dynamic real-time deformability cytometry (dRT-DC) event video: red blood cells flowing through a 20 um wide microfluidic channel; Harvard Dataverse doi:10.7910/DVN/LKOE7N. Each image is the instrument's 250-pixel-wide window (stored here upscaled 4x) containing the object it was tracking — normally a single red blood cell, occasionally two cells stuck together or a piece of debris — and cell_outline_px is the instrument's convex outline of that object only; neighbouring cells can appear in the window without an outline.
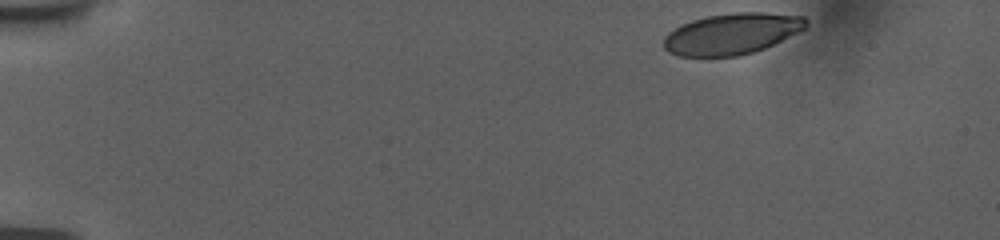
{"species": "human", "species_latin": "Homo sapiens", "temperature_condition": "room temperature", "stored_images_in_passage": 45, "camera_frame_rate_fps": 3000, "um_per_image_px": 0.085, "donor": {"sex": "female"}, "frame": {"image": 1, "passage_image": 1, "time_ms": 0.0, "image_size_px": [1000, 240], "cell_outline_px": [[808, 24], [804, 28], [764, 48], [740, 56], [676, 56], [668, 52], [664, 48], [664, 36], [668, 32], [692, 20], [708, 16], [732, 12], [764, 12], [804, 16], [808, 20]], "centroid_in_image_um": [62.18, 2.86], "position_along_channel_um": 22.8, "area_um2": 33.87}}
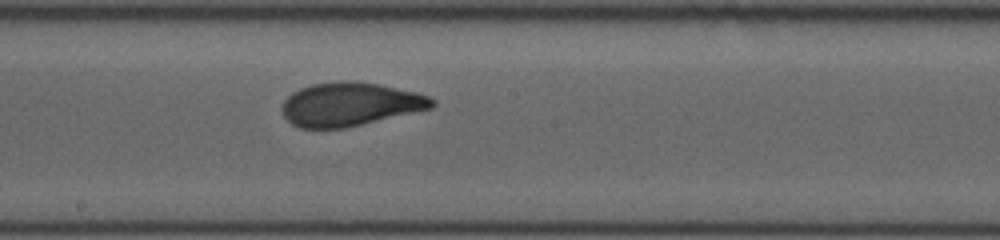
{"frame": {"image": 2, "passage_image": 26, "time_ms": 8.333, "image_size_px": [1000, 240], "cell_outline_px": [[436, 104], [432, 108], [344, 128], [300, 128], [292, 124], [284, 116], [284, 100], [292, 92], [300, 88], [312, 84], [340, 80], [356, 80], [380, 84], [416, 92], [428, 96], [436, 100]], "centroid_in_image_um": [29.77, 8.84], "position_along_channel_um": 218.4, "area_um2": 38.03}}
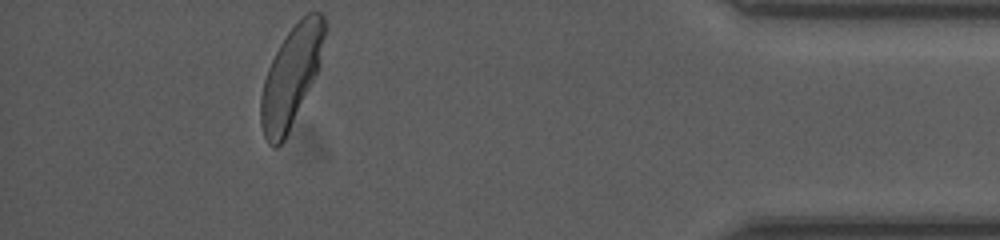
{"frame": {"image": 3, "passage_image": 45, "time_ms": 14.667, "image_size_px": [1000, 240], "cell_outline_px": [[328, 28], [320, 64], [288, 132], [284, 140], [276, 148], [272, 148], [268, 144], [264, 136], [260, 124], [260, 96], [264, 80], [268, 68], [280, 44], [288, 32], [308, 12], [320, 12], [324, 16]], "centroid_in_image_um": [24.75, 6.48], "position_along_channel_um": 410.4, "area_um2": 36.88}, "authors_computed_cell_mechanics": {"area_um2": 37.6856, "velocity_mm_per_s": 3.7259, "shape_relaxation_time_tau1_ms": 4.5312, "shape_relaxation_time_tau2_ms": 0.8881, "deformation_change_tau1": 0.1718, "deformation_change_tau2": 0.0716}}